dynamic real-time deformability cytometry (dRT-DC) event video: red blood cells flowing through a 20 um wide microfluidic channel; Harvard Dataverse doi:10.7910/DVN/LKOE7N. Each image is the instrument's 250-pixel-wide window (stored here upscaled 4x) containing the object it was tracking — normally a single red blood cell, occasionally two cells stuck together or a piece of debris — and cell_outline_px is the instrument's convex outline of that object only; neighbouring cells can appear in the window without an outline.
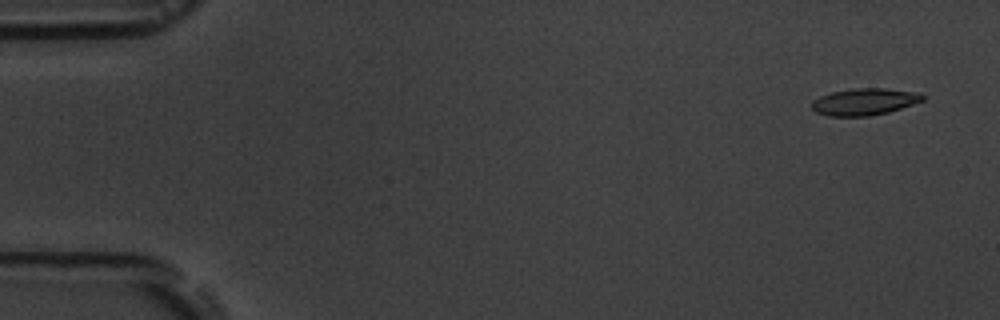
{"species": "common noctule bat (a hibernating species)", "species_latin": "Nyctalus noctula", "temperature_condition": "room temperature", "stored_images_in_passage": 5, "camera_frame_rate_fps": 3000, "um_per_image_px": 0.085, "animal": {"sex": "male", "body_mass_g": 19.5, "forearm_length_mm": 54.6}, "frame": {"image": 1, "passage_image": 1, "time_ms": 0.0, "image_size_px": [1000, 320], "cell_outline_px": [[924, 100], [888, 112], [868, 116], [828, 116], [816, 112], [812, 108], [812, 100], [820, 96], [832, 92], [852, 88], [884, 88], [912, 92], [924, 96]], "centroid_in_image_um": [73.41, 8.65], "position_along_channel_um": 11.6, "area_um2": 17.11}}
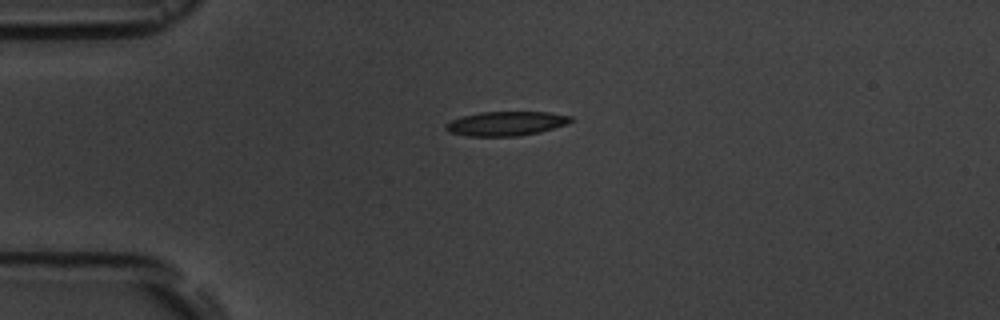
{"frame": {"image": 2, "passage_image": 4, "time_ms": 3.667, "image_size_px": [1000, 320], "cell_outline_px": [[572, 120], [564, 124], [540, 132], [516, 136], [468, 136], [448, 132], [444, 128], [444, 124], [452, 120], [464, 116], [480, 112], [548, 112], [572, 116]], "centroid_in_image_um": [42.97, 10.5], "position_along_channel_um": 42.0, "area_um2": 17.51}}